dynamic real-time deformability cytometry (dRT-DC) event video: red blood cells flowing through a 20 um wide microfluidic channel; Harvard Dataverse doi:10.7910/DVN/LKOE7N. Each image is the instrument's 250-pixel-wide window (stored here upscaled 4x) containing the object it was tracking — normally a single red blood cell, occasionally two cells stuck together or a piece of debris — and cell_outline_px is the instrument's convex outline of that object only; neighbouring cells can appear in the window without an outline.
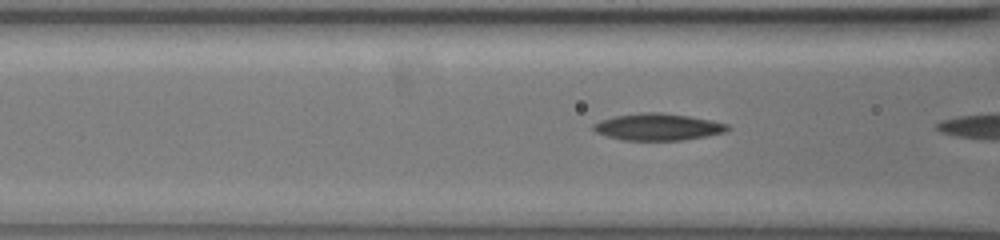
{"species": "common noctule bat (a hibernating species)", "species_latin": "Nyctalus noctula", "temperature_condition": "warm", "stored_images_in_passage": 5, "camera_frame_rate_fps": 3000, "um_per_image_px": 0.085, "animal": {"sex": "female", "body_mass_g": 19.5, "forearm_length_mm": 54.1}, "frame": {"image": 1, "passage_image": 4, "time_ms": 1.0, "image_size_px": [1000, 240], "cell_outline_px": [[732, 128], [724, 132], [704, 136], [680, 140], [620, 140], [596, 132], [592, 128], [592, 124], [600, 120], [616, 116], [640, 112], [660, 112], [688, 116], [712, 120], [728, 124]], "centroid_in_image_um": [55.91, 10.78], "position_along_channel_um": 110.7, "area_um2": 20.92}}